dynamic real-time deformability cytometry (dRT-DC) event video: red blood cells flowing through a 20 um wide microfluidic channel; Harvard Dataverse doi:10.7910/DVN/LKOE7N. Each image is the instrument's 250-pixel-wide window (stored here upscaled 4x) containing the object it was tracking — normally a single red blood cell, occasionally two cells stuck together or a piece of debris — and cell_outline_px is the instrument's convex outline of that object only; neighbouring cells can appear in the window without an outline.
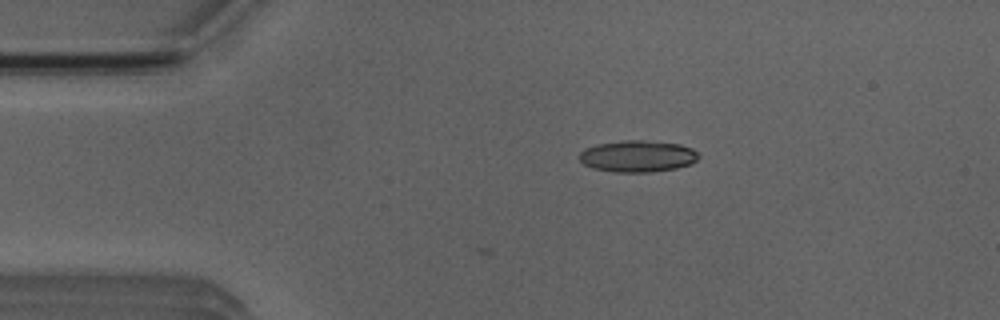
{"species": "Egyptian fruit bat (a non-hibernating species)", "species_latin": "Rousettus aegyptiacus", "temperature_condition": "room temperature", "stored_images_in_passage": 11, "camera_frame_rate_fps": 3000, "um_per_image_px": 0.085, "animal": {"sex": "male"}, "frame": {"image": 1, "passage_image": 1, "time_ms": 0.0, "image_size_px": [1000, 320], "cell_outline_px": [[700, 156], [692, 164], [676, 168], [652, 172], [616, 172], [592, 168], [584, 164], [580, 160], [580, 152], [584, 148], [596, 144], [624, 140], [644, 140], [680, 144], [692, 148]], "centroid_in_image_um": [54.2, 13.27], "position_along_channel_um": 30.8, "area_um2": 22.08}}